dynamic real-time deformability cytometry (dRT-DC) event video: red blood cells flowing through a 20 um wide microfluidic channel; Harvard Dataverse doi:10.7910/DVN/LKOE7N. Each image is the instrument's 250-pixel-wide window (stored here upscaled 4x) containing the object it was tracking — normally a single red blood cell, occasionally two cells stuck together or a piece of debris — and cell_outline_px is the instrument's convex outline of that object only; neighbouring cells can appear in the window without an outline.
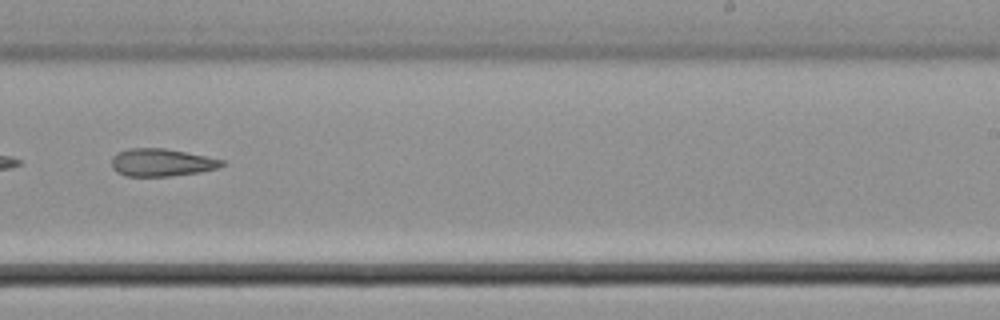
{"species": "common noctule bat (a hibernating species)", "species_latin": "Nyctalus noctula", "temperature_condition": "cold", "stored_images_in_passage": 31, "camera_frame_rate_fps": 3000, "um_per_image_px": 0.085, "animal": {"sex": "male", "body_mass_g": 21.5, "forearm_length_mm": 52.0}, "frame": {"image": 1, "passage_image": 18, "time_ms": 5.667, "image_size_px": [1000, 320], "cell_outline_px": [[224, 164], [216, 168], [200, 172], [172, 176], [124, 176], [116, 172], [112, 168], [112, 156], [116, 152], [128, 148], [164, 148], [224, 160]], "centroid_in_image_um": [13.66, 13.81], "position_along_channel_um": 275.3, "area_um2": 17.74}}